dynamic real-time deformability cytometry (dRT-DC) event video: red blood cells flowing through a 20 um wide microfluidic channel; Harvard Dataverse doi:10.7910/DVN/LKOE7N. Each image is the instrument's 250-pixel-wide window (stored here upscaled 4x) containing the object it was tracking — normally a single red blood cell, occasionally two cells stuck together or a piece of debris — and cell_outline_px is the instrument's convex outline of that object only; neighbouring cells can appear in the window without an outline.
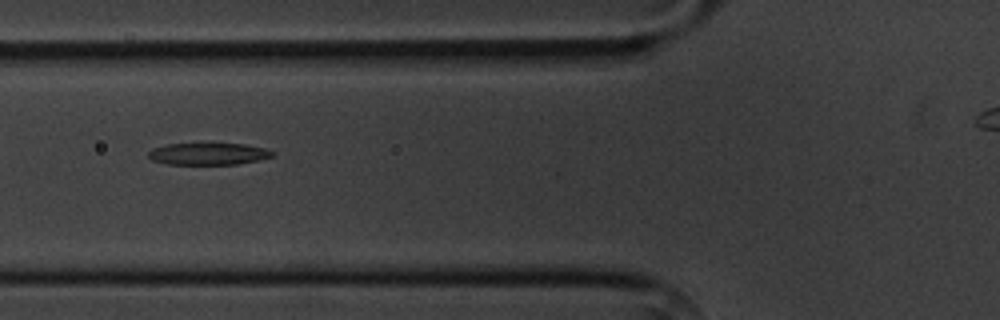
{"species": "common noctule bat (a hibernating species)", "species_latin": "Nyctalus noctula", "temperature_condition": "cold", "stored_images_in_passage": 8, "camera_frame_rate_fps": 3000, "um_per_image_px": 0.085, "animal": {"sex": "male", "body_mass_g": 20.1, "forearm_length_mm": 53.5}, "frame": {"image": 1, "passage_image": 6, "time_ms": 5.667, "image_size_px": [1000, 320], "cell_outline_px": [[276, 152], [272, 156], [256, 160], [236, 164], [168, 164], [152, 160], [148, 156], [148, 152], [152, 148], [168, 144], [212, 140], [244, 144], [264, 148]], "centroid_in_image_um": [17.68, 13.01], "position_along_channel_um": 108.1, "area_um2": 16.7}}
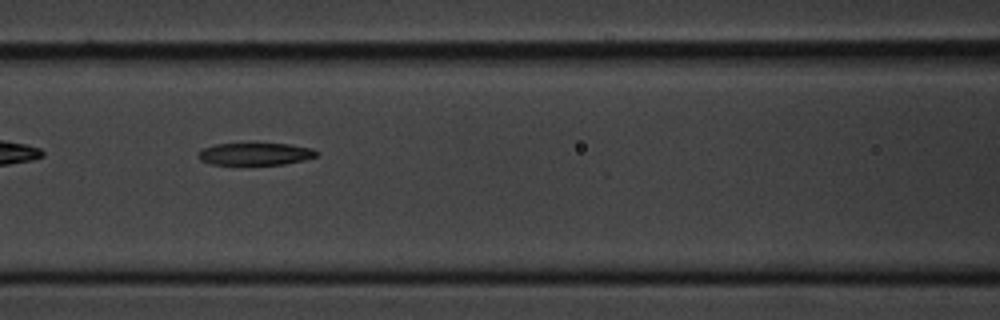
{"frame": {"image": 2, "passage_image": 7, "time_ms": 6.667, "image_size_px": [1000, 320], "cell_outline_px": [[320, 152], [316, 156], [304, 160], [284, 164], [208, 164], [200, 160], [196, 156], [204, 148], [216, 144], [288, 144], [312, 148]], "centroid_in_image_um": [21.71, 13.09], "position_along_channel_um": 144.9, "area_um2": 15.2}}
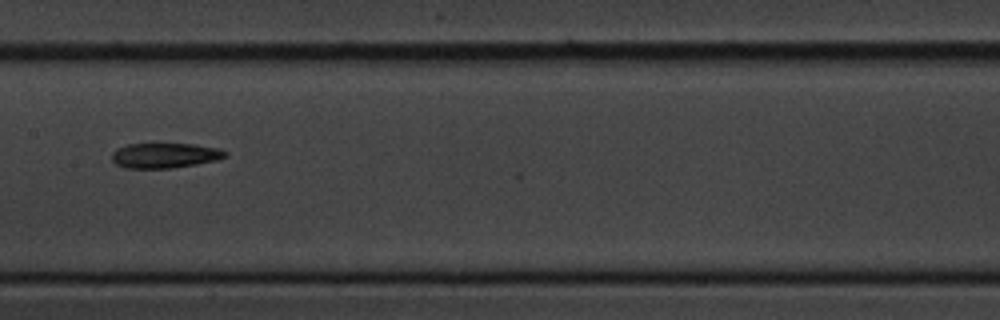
{"frame": {"image": 3, "passage_image": 8, "time_ms": 8.0, "image_size_px": [1000, 320], "cell_outline_px": [[228, 156], [216, 160], [196, 164], [172, 168], [124, 168], [116, 164], [112, 160], [112, 152], [116, 148], [128, 144], [152, 140], [196, 144], [220, 148], [228, 152]], "centroid_in_image_um": [14.0, 13.15], "position_along_channel_um": 193.4, "area_um2": 17.69}}